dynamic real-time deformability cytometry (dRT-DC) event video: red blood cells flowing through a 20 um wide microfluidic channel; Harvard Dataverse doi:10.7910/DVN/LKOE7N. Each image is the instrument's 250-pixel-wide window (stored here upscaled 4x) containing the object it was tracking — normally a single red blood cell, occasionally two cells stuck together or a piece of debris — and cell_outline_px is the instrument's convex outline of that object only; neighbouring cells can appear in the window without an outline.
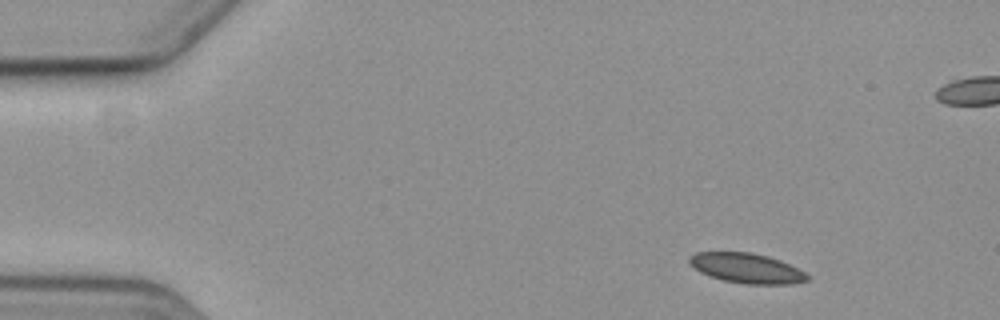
{"species": "common noctule bat (a hibernating species)", "species_latin": "Nyctalus noctula", "temperature_condition": "cold", "stored_images_in_passage": 5, "camera_frame_rate_fps": 3000, "um_per_image_px": 0.085, "animal": {"sex": "female", "body_mass_g": 19.3, "forearm_length_mm": 54.1}, "frame": {"image": 1, "passage_image": 1, "time_ms": 0.0, "image_size_px": [1000, 320], "cell_outline_px": [[812, 280], [796, 284], [744, 284], [724, 280], [700, 272], [688, 264], [688, 256], [696, 252], [752, 252], [768, 256], [780, 260], [812, 276]], "centroid_in_image_um": [63.49, 22.8], "position_along_channel_um": 21.5, "area_um2": 20.81}}
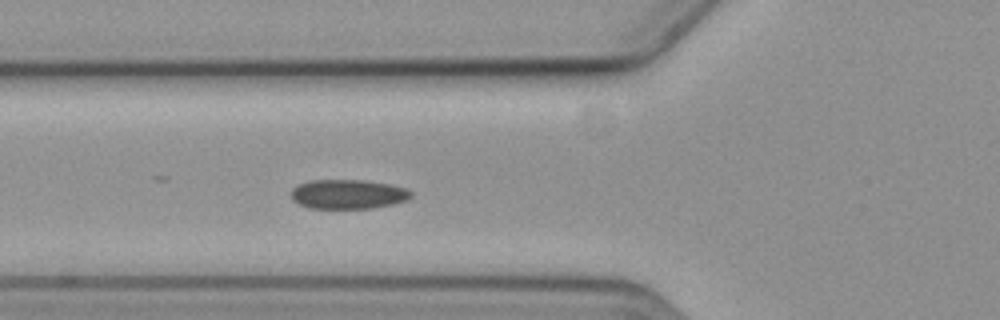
{"frame": {"image": 2, "passage_image": 5, "time_ms": 4.667, "image_size_px": [1000, 320], "cell_outline_px": [[412, 196], [404, 200], [392, 204], [372, 208], [308, 208], [292, 200], [292, 188], [296, 184], [308, 180], [360, 180], [388, 184], [404, 188], [412, 192]], "centroid_in_image_um": [29.52, 16.5], "position_along_channel_um": 96.3, "area_um2": 20.4}}